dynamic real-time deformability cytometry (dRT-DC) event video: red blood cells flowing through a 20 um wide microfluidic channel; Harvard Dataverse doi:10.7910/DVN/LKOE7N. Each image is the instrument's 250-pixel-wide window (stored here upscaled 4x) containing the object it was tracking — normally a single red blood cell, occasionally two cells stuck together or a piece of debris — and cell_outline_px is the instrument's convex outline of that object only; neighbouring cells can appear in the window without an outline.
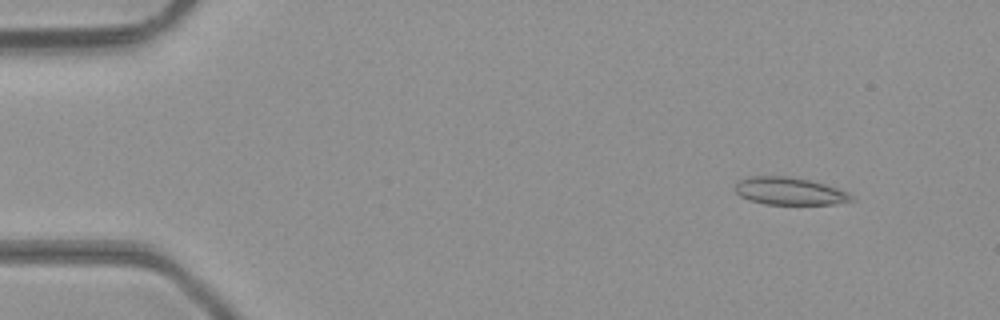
{"species": "common noctule bat (a hibernating species)", "species_latin": "Nyctalus noctula", "temperature_condition": "room temperature", "stored_images_in_passage": 46, "camera_frame_rate_fps": 3000, "um_per_image_px": 0.085, "animal": {"sex": "male", "body_mass_g": 23.1, "forearm_length_mm": 52.7}, "frame": {"image": 1, "passage_image": 4, "time_ms": 1.0, "image_size_px": [1000, 320], "cell_outline_px": [[856, 200], [832, 204], [764, 204], [740, 196], [736, 192], [736, 180], [748, 176], [784, 176], [808, 180], [824, 184], [848, 192]], "centroid_in_image_um": [67.08, 16.24], "position_along_channel_um": 17.9, "area_um2": 18.5}}
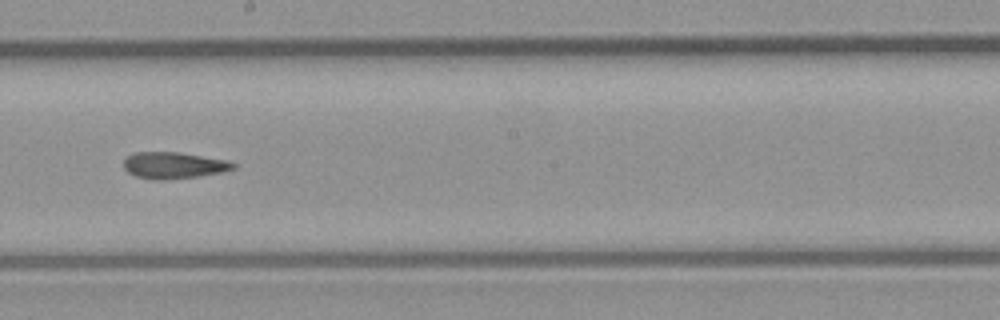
{"frame": {"image": 2, "passage_image": 26, "time_ms": 8.333, "image_size_px": [1000, 320], "cell_outline_px": [[236, 168], [220, 172], [196, 176], [160, 180], [152, 180], [136, 176], [128, 172], [124, 168], [124, 160], [128, 156], [136, 152], [176, 152], [228, 160], [236, 164]], "centroid_in_image_um": [14.75, 14.05], "position_along_channel_um": 233.5, "area_um2": 16.7}}
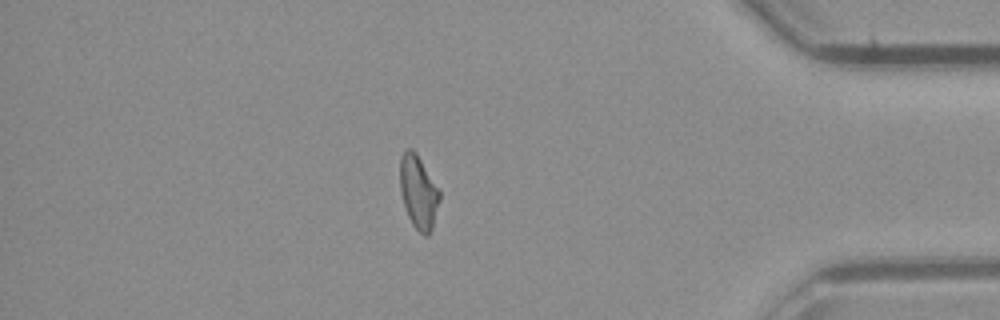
{"frame": {"image": 3, "passage_image": 40, "time_ms": 13.0, "image_size_px": [1000, 320], "cell_outline_px": [[440, 200], [432, 228], [428, 236], [424, 236], [412, 224], [408, 216], [404, 204], [400, 188], [400, 156], [408, 148], [412, 148], [416, 152], [440, 188]], "centroid_in_image_um": [35.59, 16.3], "position_along_channel_um": 399.6, "area_um2": 17.05}, "authors_computed_cell_mechanics": {"area_um2": 17.1088, "velocity_mm_per_s": 4.3634, "shape_relaxation_time_tau1_ms": null, "shape_relaxation_time_tau2_ms": 5.2633, "deformation_change_tau1": null, "deformation_change_tau2": 0.1621}}